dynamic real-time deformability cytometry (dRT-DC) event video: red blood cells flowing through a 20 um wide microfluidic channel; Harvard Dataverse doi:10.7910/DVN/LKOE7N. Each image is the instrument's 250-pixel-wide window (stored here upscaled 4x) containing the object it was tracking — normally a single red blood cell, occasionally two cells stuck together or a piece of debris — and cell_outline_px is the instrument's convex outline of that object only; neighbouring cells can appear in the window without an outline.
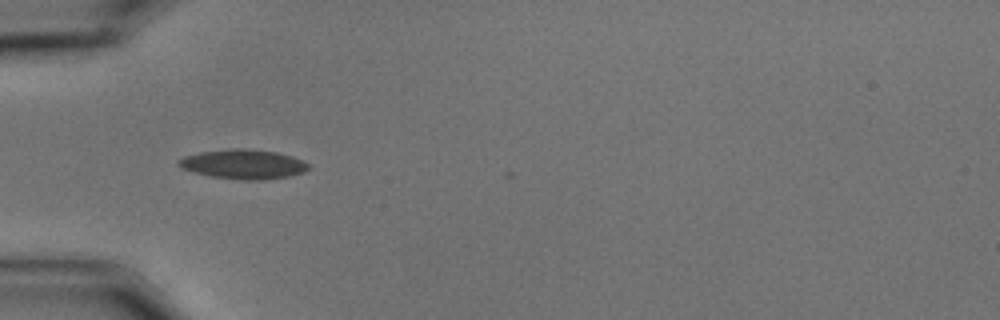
{"species": "common noctule bat (a hibernating species)", "species_latin": "Nyctalus noctula", "temperature_condition": "cold", "stored_images_in_passage": 24, "camera_frame_rate_fps": 3000, "um_per_image_px": 0.085, "animal": {"sex": "male", "body_mass_g": 15.6}, "frame": {"image": 1, "passage_image": 1, "time_ms": 0.0, "image_size_px": [1000, 320], "cell_outline_px": [[308, 168], [304, 172], [288, 176], [264, 180], [244, 180], [212, 176], [180, 168], [176, 164], [176, 160], [184, 156], [200, 152], [236, 148], [240, 148], [276, 152], [292, 156], [308, 164]], "centroid_in_image_um": [20.64, 13.95], "position_along_channel_um": 64.4, "area_um2": 22.08}}